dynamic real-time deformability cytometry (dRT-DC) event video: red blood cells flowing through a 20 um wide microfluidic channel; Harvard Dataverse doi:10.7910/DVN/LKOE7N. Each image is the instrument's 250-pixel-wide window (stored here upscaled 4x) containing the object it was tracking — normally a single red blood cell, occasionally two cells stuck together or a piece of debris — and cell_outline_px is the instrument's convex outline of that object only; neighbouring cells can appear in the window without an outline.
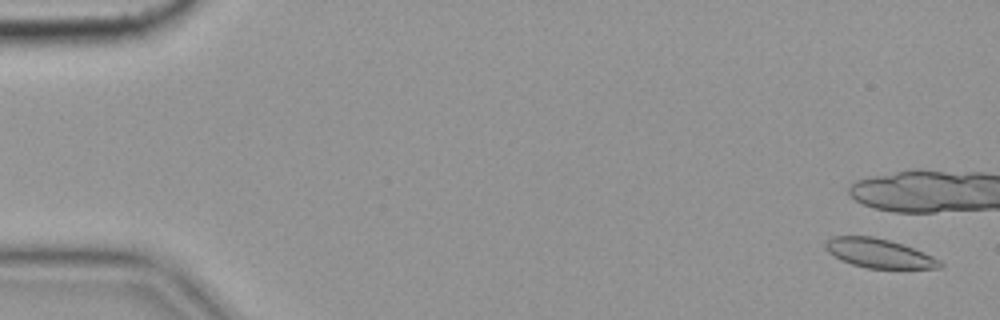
{"species": "common noctule bat (a hibernating species)", "species_latin": "Nyctalus noctula", "temperature_condition": "cold", "stored_images_in_passage": 9, "camera_frame_rate_fps": 3000, "um_per_image_px": 0.085, "animal": {"sex": "female", "body_mass_g": 19.9}, "frame": {"image": 1, "passage_image": 2, "time_ms": 0.333, "image_size_px": [1000, 320], "cell_outline_px": [[944, 264], [940, 268], [868, 268], [852, 264], [840, 260], [828, 252], [824, 248], [824, 244], [832, 236], [872, 236], [888, 240], [924, 252], [940, 260]], "centroid_in_image_um": [74.68, 21.53], "position_along_channel_um": 10.3, "area_um2": 19.25}}